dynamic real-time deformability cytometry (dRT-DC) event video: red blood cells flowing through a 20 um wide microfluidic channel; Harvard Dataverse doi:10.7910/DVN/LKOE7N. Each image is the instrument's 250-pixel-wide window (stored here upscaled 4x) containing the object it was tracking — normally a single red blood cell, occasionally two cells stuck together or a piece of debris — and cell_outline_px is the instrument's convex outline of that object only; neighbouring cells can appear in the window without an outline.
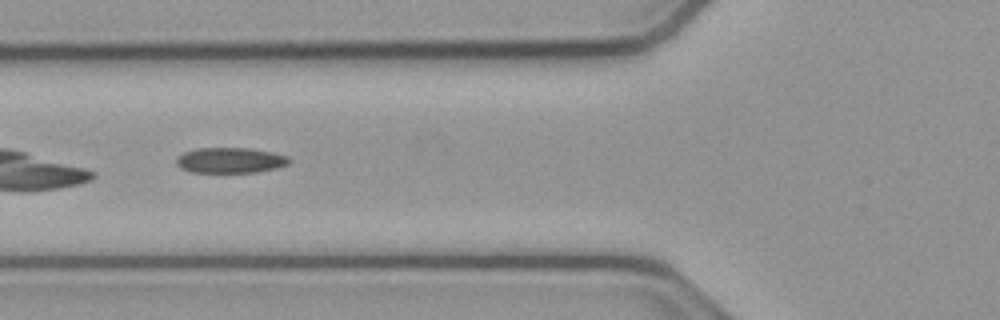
{"species": "common noctule bat (a hibernating species)", "species_latin": "Nyctalus noctula", "temperature_condition": "cold", "stored_images_in_passage": 31, "camera_frame_rate_fps": 3000, "um_per_image_px": 0.085, "animal": {"sex": "male", "body_mass_g": 23.1, "forearm_length_mm": 52.7}, "frame": {"image": 1, "passage_image": 5, "time_ms": 1.333, "image_size_px": [1000, 320], "cell_outline_px": [[292, 160], [288, 164], [276, 168], [256, 172], [192, 172], [180, 168], [176, 164], [176, 156], [184, 152], [196, 148], [248, 148], [272, 152], [288, 156]], "centroid_in_image_um": [19.56, 13.62], "position_along_channel_um": 106.2, "area_um2": 16.82}}
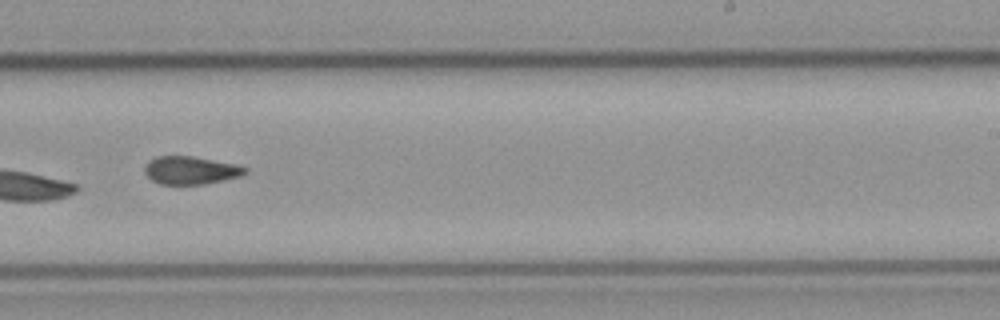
{"frame": {"image": 2, "passage_image": 18, "time_ms": 5.667, "image_size_px": [1000, 320], "cell_outline_px": [[248, 172], [240, 176], [204, 184], [160, 184], [152, 180], [144, 172], [144, 168], [148, 160], [156, 156], [192, 156], [236, 164], [248, 168]], "centroid_in_image_um": [16.2, 14.47], "position_along_channel_um": 272.8, "area_um2": 16.36}}